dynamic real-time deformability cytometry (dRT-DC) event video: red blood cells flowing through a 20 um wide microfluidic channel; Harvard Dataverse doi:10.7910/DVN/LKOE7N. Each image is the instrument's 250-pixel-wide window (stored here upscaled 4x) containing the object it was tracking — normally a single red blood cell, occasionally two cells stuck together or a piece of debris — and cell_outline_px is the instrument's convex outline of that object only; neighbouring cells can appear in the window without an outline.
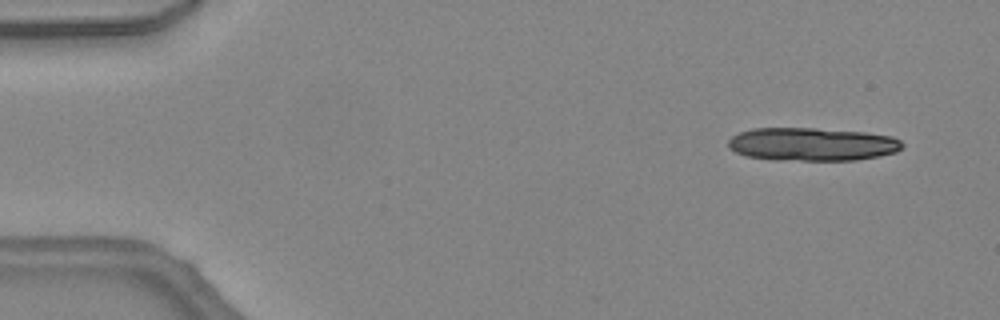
{"species": "common noctule bat (a hibernating species)", "species_latin": "Nyctalus noctula", "temperature_condition": "warm", "stored_images_in_passage": 14, "camera_frame_rate_fps": 3000, "um_per_image_px": 0.085, "animal": {"sex": "female", "body_mass_g": 24.6, "forearm_length_mm": 56.2}, "frame": {"image": 1, "passage_image": 3, "time_ms": 0.667, "image_size_px": [1000, 320], "cell_outline_px": [[904, 144], [896, 152], [880, 156], [856, 160], [772, 160], [744, 156], [736, 152], [728, 144], [728, 140], [732, 136], [740, 132], [752, 128], [816, 128], [864, 132], [892, 136], [900, 140]], "centroid_in_image_um": [69.02, 12.26], "position_along_channel_um": 16.0, "area_um2": 33.81}}